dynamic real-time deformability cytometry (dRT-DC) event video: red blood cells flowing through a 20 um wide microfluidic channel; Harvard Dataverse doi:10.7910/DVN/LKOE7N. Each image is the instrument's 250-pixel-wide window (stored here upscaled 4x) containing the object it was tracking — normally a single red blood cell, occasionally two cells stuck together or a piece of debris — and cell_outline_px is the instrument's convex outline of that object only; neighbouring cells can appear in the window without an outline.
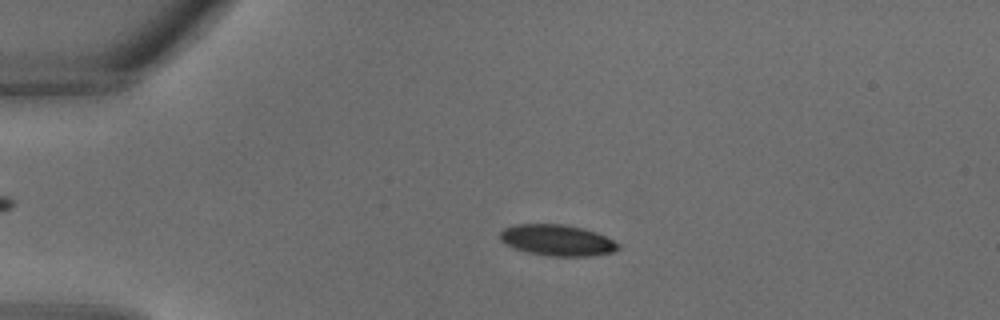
{"species": "common noctule bat (a hibernating species)", "species_latin": "Nyctalus noctula", "temperature_condition": "warm", "stored_images_in_passage": 33, "camera_frame_rate_fps": 3000, "um_per_image_px": 0.085, "animal": {"sex": "male", "body_mass_g": 18.8}, "frame": {"image": 1, "passage_image": 7, "time_ms": 2.0, "image_size_px": [1000, 320], "cell_outline_px": [[620, 248], [612, 252], [588, 256], [552, 256], [528, 252], [512, 248], [500, 240], [500, 232], [504, 228], [516, 224], [564, 224], [584, 228], [596, 232], [620, 244]], "centroid_in_image_um": [47.35, 20.41], "position_along_channel_um": 37.7, "area_um2": 21.39}}
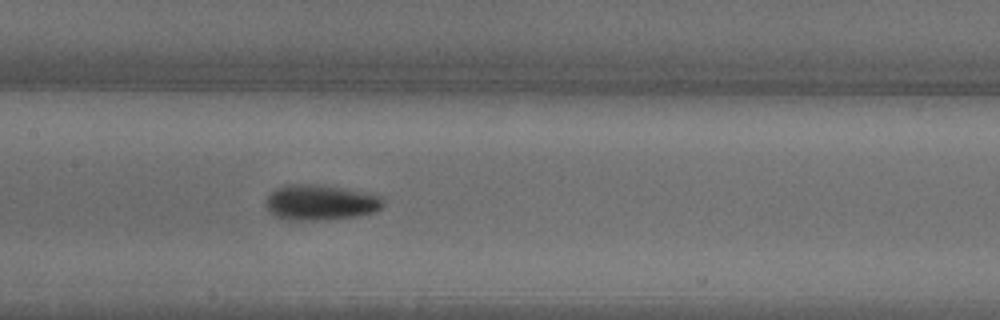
{"frame": {"image": 2, "passage_image": 16, "time_ms": 5.0, "image_size_px": [1000, 320], "cell_outline_px": [[384, 204], [376, 212], [356, 216], [328, 220], [288, 220], [276, 216], [264, 204], [268, 196], [276, 188], [288, 184], [316, 184], [344, 188], [380, 196], [384, 200]], "centroid_in_image_um": [27.24, 17.21], "position_along_channel_um": 180.2, "area_um2": 24.22}}
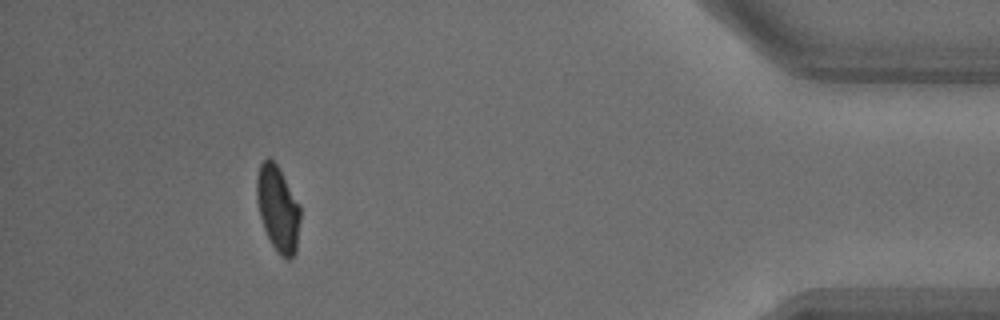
{"frame": {"image": 3, "passage_image": 30, "time_ms": 9.667, "image_size_px": [1000, 320], "cell_outline_px": [[300, 220], [296, 252], [288, 260], [280, 256], [276, 252], [264, 228], [260, 216], [256, 200], [256, 176], [260, 164], [268, 156], [276, 164], [300, 204]], "centroid_in_image_um": [23.61, 17.74], "position_along_channel_um": 411.6, "area_um2": 21.79}}